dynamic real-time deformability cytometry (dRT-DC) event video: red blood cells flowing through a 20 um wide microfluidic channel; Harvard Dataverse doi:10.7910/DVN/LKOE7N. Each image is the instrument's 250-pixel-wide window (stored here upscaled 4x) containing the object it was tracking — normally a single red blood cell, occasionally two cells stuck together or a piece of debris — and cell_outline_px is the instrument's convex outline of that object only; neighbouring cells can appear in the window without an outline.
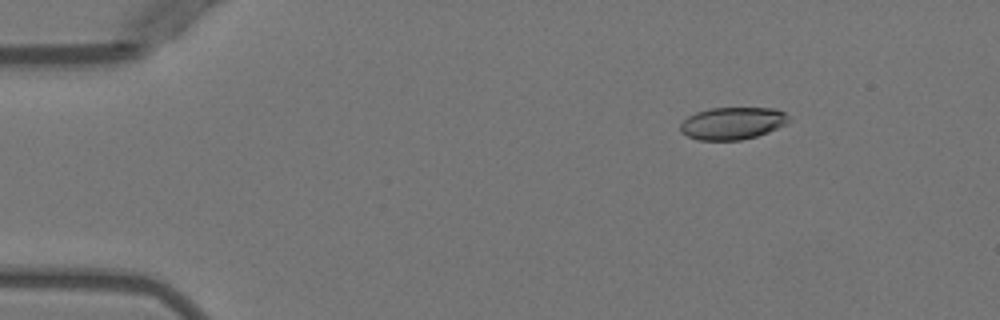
{"species": "Egyptian fruit bat (a non-hibernating species)", "species_latin": "Rousettus aegyptiacus", "temperature_condition": "warm", "stored_images_in_passage": 43, "camera_frame_rate_fps": 3000, "um_per_image_px": 0.085, "animal": {"sex": "female"}, "frame": {"image": 1, "passage_image": 8, "time_ms": 2.333, "image_size_px": [1000, 320], "cell_outline_px": [[788, 120], [784, 124], [768, 132], [756, 136], [740, 140], [696, 140], [680, 132], [680, 124], [688, 116], [696, 112], [712, 108], [776, 108], [784, 112], [788, 116]], "centroid_in_image_um": [62.22, 10.48], "position_along_channel_um": 22.8, "area_um2": 20.29}}
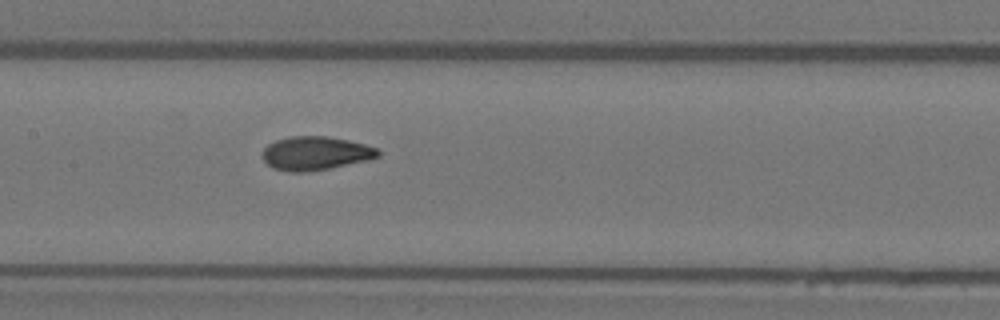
{"frame": {"image": 2, "passage_image": 26, "time_ms": 8.333, "image_size_px": [1000, 320], "cell_outline_px": [[380, 156], [368, 160], [328, 168], [304, 172], [288, 172], [272, 168], [260, 156], [264, 148], [268, 144], [276, 140], [288, 136], [328, 136], [348, 140], [380, 148]], "centroid_in_image_um": [26.8, 13.02], "position_along_channel_um": 180.6, "area_um2": 22.83}}
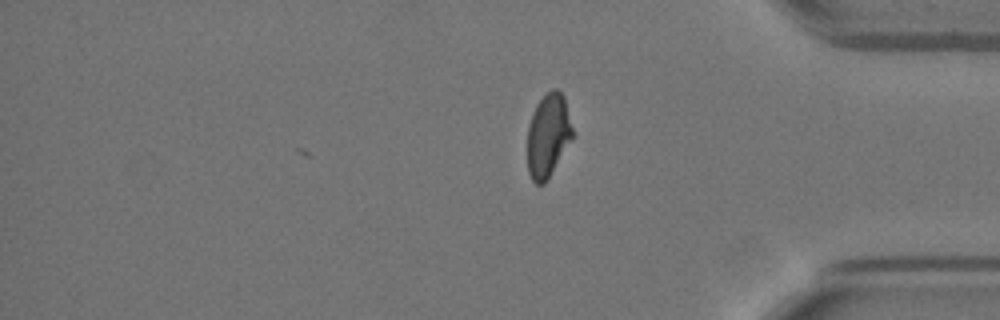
{"frame": {"image": 3, "passage_image": 43, "time_ms": 14.0, "image_size_px": [1000, 320], "cell_outline_px": [[572, 140], [544, 184], [536, 184], [532, 180], [528, 172], [528, 128], [532, 112], [536, 104], [552, 88], [556, 88], [564, 96], [572, 128]], "centroid_in_image_um": [46.58, 11.51], "position_along_channel_um": 388.6, "area_um2": 21.73}, "authors_computed_cell_mechanics": {"area_um2": 21.964, "velocity_mm_per_s": 3.9851, "shape_relaxation_time_tau1_ms": 4.883, "shape_relaxation_time_tau2_ms": 1.2714, "deformation_change_tau1": 0.1965, "deformation_change_tau2": 0.0655}}